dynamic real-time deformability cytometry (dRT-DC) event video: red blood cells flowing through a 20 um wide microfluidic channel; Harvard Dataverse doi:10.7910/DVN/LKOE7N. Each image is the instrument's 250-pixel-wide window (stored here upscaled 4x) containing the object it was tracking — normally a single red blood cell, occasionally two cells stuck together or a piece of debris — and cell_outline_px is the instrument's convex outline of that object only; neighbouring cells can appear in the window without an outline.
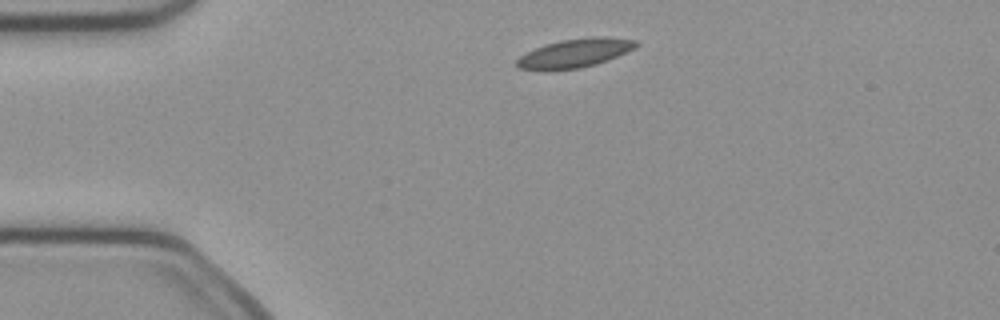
{"species": "common noctule bat (a hibernating species)", "species_latin": "Nyctalus noctula", "temperature_condition": "cold", "stored_images_in_passage": 41, "camera_frame_rate_fps": 3000, "um_per_image_px": 0.085, "animal": {"sex": "female", "body_mass_g": 21.9}, "frame": {"image": 1, "passage_image": 1, "time_ms": 0.0, "image_size_px": [1000, 320], "cell_outline_px": [[640, 44], [608, 60], [596, 64], [580, 68], [520, 68], [516, 64], [516, 60], [520, 56], [544, 44], [560, 40], [592, 36], [604, 36], [636, 40]], "centroid_in_image_um": [48.92, 4.47], "position_along_channel_um": 36.1, "area_um2": 19.31}}
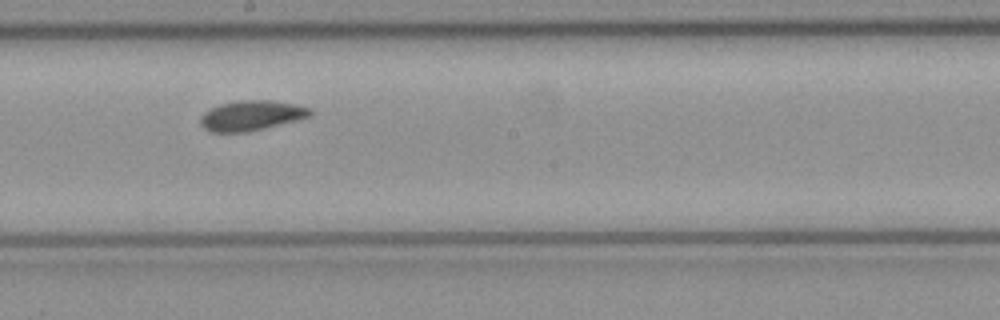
{"frame": {"image": 2, "passage_image": 18, "time_ms": 5.667, "image_size_px": [1000, 320], "cell_outline_px": [[312, 116], [248, 132], [208, 132], [200, 124], [200, 116], [204, 112], [220, 104], [240, 100], [272, 100], [296, 104], [308, 108], [312, 112]], "centroid_in_image_um": [21.34, 9.82], "position_along_channel_um": 226.9, "area_um2": 19.19}}
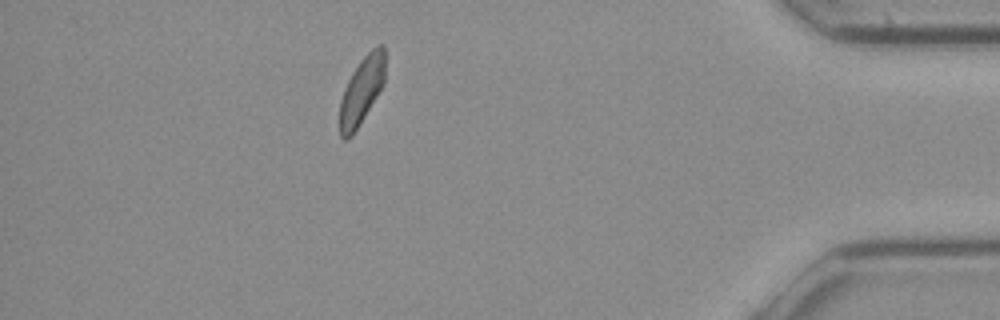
{"frame": {"image": 3, "passage_image": 35, "time_ms": 11.333, "image_size_px": [1000, 320], "cell_outline_px": [[384, 80], [376, 96], [352, 136], [348, 140], [344, 140], [340, 136], [340, 100], [344, 88], [352, 72], [360, 60], [372, 48], [380, 44], [384, 44]], "centroid_in_image_um": [30.71, 7.7], "position_along_channel_um": 404.5, "area_um2": 17.46}, "authors_computed_cell_mechanics": {"area_um2": 19.0162, "velocity_mm_per_s": 4.0061, "shape_relaxation_time_tau1_ms": 9.3566, "shape_relaxation_time_tau2_ms": 4.1399, "deformation_change_tau1": 0.1113, "deformation_change_tau2": 0.0655}}